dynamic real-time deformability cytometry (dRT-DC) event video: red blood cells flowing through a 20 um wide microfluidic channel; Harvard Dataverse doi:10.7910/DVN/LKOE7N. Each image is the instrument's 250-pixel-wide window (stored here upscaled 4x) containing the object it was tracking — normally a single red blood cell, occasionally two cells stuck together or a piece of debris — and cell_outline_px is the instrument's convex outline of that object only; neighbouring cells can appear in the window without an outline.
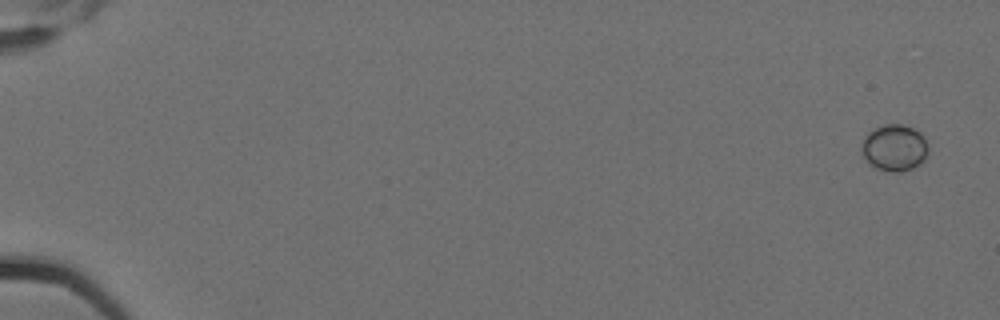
{"species": "Egyptian fruit bat (a non-hibernating species)", "species_latin": "Rousettus aegyptiacus", "temperature_condition": "cold", "stored_images_in_passage": 7, "camera_frame_rate_fps": 3000, "um_per_image_px": 0.085, "animal": {"sex": "female"}, "frame": {"image": 1, "passage_image": 1, "time_ms": 0.0, "image_size_px": [1000, 320], "cell_outline_px": [[928, 156], [920, 164], [912, 168], [900, 172], [892, 172], [876, 168], [868, 164], [860, 148], [868, 132], [884, 124], [900, 124], [912, 128], [920, 132], [924, 136], [928, 144]], "centroid_in_image_um": [76.05, 12.57], "position_along_channel_um": 9.0, "area_um2": 18.21}}
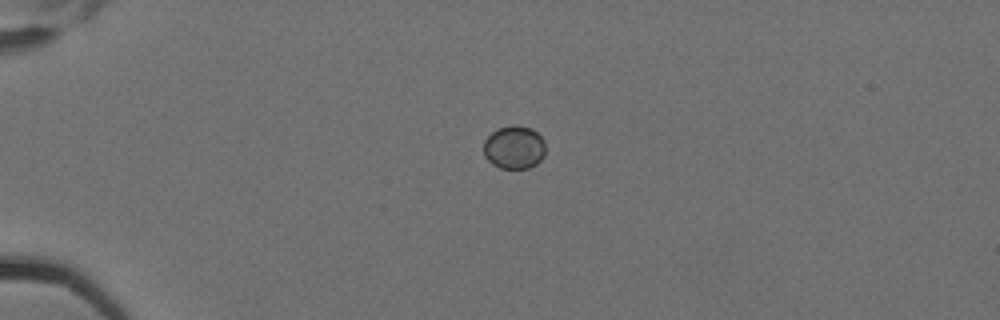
{"frame": {"image": 2, "passage_image": 4, "time_ms": 1.0, "image_size_px": [1000, 320], "cell_outline_px": [[544, 156], [536, 164], [528, 168], [500, 168], [492, 164], [484, 156], [484, 140], [496, 128], [516, 124], [532, 128], [544, 140]], "centroid_in_image_um": [43.69, 12.51], "position_along_channel_um": 41.3, "area_um2": 15.66}}
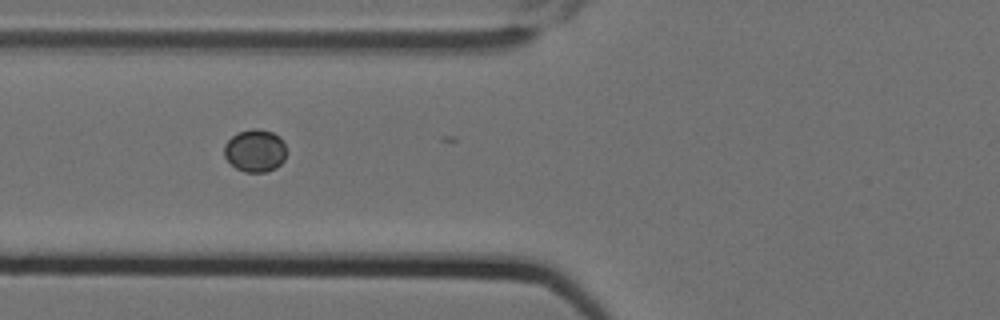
{"frame": {"image": 3, "passage_image": 6, "time_ms": 1.667, "image_size_px": [1000, 320], "cell_outline_px": [[284, 160], [276, 168], [264, 172], [244, 172], [236, 168], [224, 156], [224, 144], [236, 132], [252, 128], [260, 128], [272, 132], [280, 136], [284, 144]], "centroid_in_image_um": [21.66, 12.78], "position_along_channel_um": 104.1, "area_um2": 15.49}}